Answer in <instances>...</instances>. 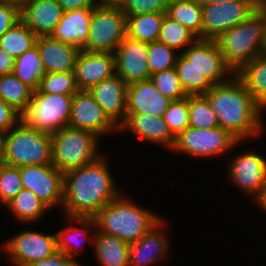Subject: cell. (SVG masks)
Wrapping results in <instances>:
<instances>
[{"label":"cell","mask_w":266,"mask_h":266,"mask_svg":"<svg viewBox=\"0 0 266 266\" xmlns=\"http://www.w3.org/2000/svg\"><path fill=\"white\" fill-rule=\"evenodd\" d=\"M23 189L31 190L49 208L63 205L64 173L53 164L19 167Z\"/></svg>","instance_id":"cell-11"},{"label":"cell","mask_w":266,"mask_h":266,"mask_svg":"<svg viewBox=\"0 0 266 266\" xmlns=\"http://www.w3.org/2000/svg\"><path fill=\"white\" fill-rule=\"evenodd\" d=\"M166 13H148L127 17V36L146 43L158 40Z\"/></svg>","instance_id":"cell-28"},{"label":"cell","mask_w":266,"mask_h":266,"mask_svg":"<svg viewBox=\"0 0 266 266\" xmlns=\"http://www.w3.org/2000/svg\"><path fill=\"white\" fill-rule=\"evenodd\" d=\"M21 121V114L0 98V128L10 131Z\"/></svg>","instance_id":"cell-43"},{"label":"cell","mask_w":266,"mask_h":266,"mask_svg":"<svg viewBox=\"0 0 266 266\" xmlns=\"http://www.w3.org/2000/svg\"><path fill=\"white\" fill-rule=\"evenodd\" d=\"M128 85L117 74L104 79L88 91L109 118L119 127L127 115ZM120 122H119V121Z\"/></svg>","instance_id":"cell-19"},{"label":"cell","mask_w":266,"mask_h":266,"mask_svg":"<svg viewBox=\"0 0 266 266\" xmlns=\"http://www.w3.org/2000/svg\"><path fill=\"white\" fill-rule=\"evenodd\" d=\"M230 165V177L242 190L255 194L257 202L266 189V160L255 152L234 157Z\"/></svg>","instance_id":"cell-16"},{"label":"cell","mask_w":266,"mask_h":266,"mask_svg":"<svg viewBox=\"0 0 266 266\" xmlns=\"http://www.w3.org/2000/svg\"><path fill=\"white\" fill-rule=\"evenodd\" d=\"M64 11L57 0H27L20 5L21 21L37 36H51Z\"/></svg>","instance_id":"cell-18"},{"label":"cell","mask_w":266,"mask_h":266,"mask_svg":"<svg viewBox=\"0 0 266 266\" xmlns=\"http://www.w3.org/2000/svg\"><path fill=\"white\" fill-rule=\"evenodd\" d=\"M250 92L255 101L266 107V51L244 64L234 74Z\"/></svg>","instance_id":"cell-25"},{"label":"cell","mask_w":266,"mask_h":266,"mask_svg":"<svg viewBox=\"0 0 266 266\" xmlns=\"http://www.w3.org/2000/svg\"><path fill=\"white\" fill-rule=\"evenodd\" d=\"M93 9L64 12L51 37L82 50L89 37Z\"/></svg>","instance_id":"cell-22"},{"label":"cell","mask_w":266,"mask_h":266,"mask_svg":"<svg viewBox=\"0 0 266 266\" xmlns=\"http://www.w3.org/2000/svg\"><path fill=\"white\" fill-rule=\"evenodd\" d=\"M115 74L129 85L150 78L148 66V43L126 36L113 53Z\"/></svg>","instance_id":"cell-13"},{"label":"cell","mask_w":266,"mask_h":266,"mask_svg":"<svg viewBox=\"0 0 266 266\" xmlns=\"http://www.w3.org/2000/svg\"><path fill=\"white\" fill-rule=\"evenodd\" d=\"M95 133L66 126L51 134L52 164L61 172L78 169L100 157Z\"/></svg>","instance_id":"cell-6"},{"label":"cell","mask_w":266,"mask_h":266,"mask_svg":"<svg viewBox=\"0 0 266 266\" xmlns=\"http://www.w3.org/2000/svg\"><path fill=\"white\" fill-rule=\"evenodd\" d=\"M6 134H0V163H2L5 147Z\"/></svg>","instance_id":"cell-48"},{"label":"cell","mask_w":266,"mask_h":266,"mask_svg":"<svg viewBox=\"0 0 266 266\" xmlns=\"http://www.w3.org/2000/svg\"><path fill=\"white\" fill-rule=\"evenodd\" d=\"M18 125L7 131L2 163L13 167L52 164L51 134L29 128L22 121Z\"/></svg>","instance_id":"cell-5"},{"label":"cell","mask_w":266,"mask_h":266,"mask_svg":"<svg viewBox=\"0 0 266 266\" xmlns=\"http://www.w3.org/2000/svg\"><path fill=\"white\" fill-rule=\"evenodd\" d=\"M88 229L97 226L99 231L115 236L129 244L140 240L161 220L149 210L139 208L127 199L117 196L94 217H70Z\"/></svg>","instance_id":"cell-3"},{"label":"cell","mask_w":266,"mask_h":266,"mask_svg":"<svg viewBox=\"0 0 266 266\" xmlns=\"http://www.w3.org/2000/svg\"><path fill=\"white\" fill-rule=\"evenodd\" d=\"M197 39L187 27L165 14L157 41L177 50L186 45L190 46Z\"/></svg>","instance_id":"cell-35"},{"label":"cell","mask_w":266,"mask_h":266,"mask_svg":"<svg viewBox=\"0 0 266 266\" xmlns=\"http://www.w3.org/2000/svg\"><path fill=\"white\" fill-rule=\"evenodd\" d=\"M0 134H7L6 131H3L1 128H0Z\"/></svg>","instance_id":"cell-55"},{"label":"cell","mask_w":266,"mask_h":266,"mask_svg":"<svg viewBox=\"0 0 266 266\" xmlns=\"http://www.w3.org/2000/svg\"><path fill=\"white\" fill-rule=\"evenodd\" d=\"M33 89L13 73L0 75V98L22 114L32 100Z\"/></svg>","instance_id":"cell-30"},{"label":"cell","mask_w":266,"mask_h":266,"mask_svg":"<svg viewBox=\"0 0 266 266\" xmlns=\"http://www.w3.org/2000/svg\"><path fill=\"white\" fill-rule=\"evenodd\" d=\"M162 220L140 240L129 245V266H144L163 258L167 248L165 236L160 229Z\"/></svg>","instance_id":"cell-24"},{"label":"cell","mask_w":266,"mask_h":266,"mask_svg":"<svg viewBox=\"0 0 266 266\" xmlns=\"http://www.w3.org/2000/svg\"><path fill=\"white\" fill-rule=\"evenodd\" d=\"M37 36L20 20L0 37V47L15 59L36 45Z\"/></svg>","instance_id":"cell-32"},{"label":"cell","mask_w":266,"mask_h":266,"mask_svg":"<svg viewBox=\"0 0 266 266\" xmlns=\"http://www.w3.org/2000/svg\"><path fill=\"white\" fill-rule=\"evenodd\" d=\"M14 216L23 222L39 219L49 207L43 203L31 190L22 189L12 200L6 204Z\"/></svg>","instance_id":"cell-33"},{"label":"cell","mask_w":266,"mask_h":266,"mask_svg":"<svg viewBox=\"0 0 266 266\" xmlns=\"http://www.w3.org/2000/svg\"><path fill=\"white\" fill-rule=\"evenodd\" d=\"M27 266H80V264L74 258H70L58 251L53 256L33 262Z\"/></svg>","instance_id":"cell-45"},{"label":"cell","mask_w":266,"mask_h":266,"mask_svg":"<svg viewBox=\"0 0 266 266\" xmlns=\"http://www.w3.org/2000/svg\"><path fill=\"white\" fill-rule=\"evenodd\" d=\"M175 69L187 95H205L214 84L192 63L180 54Z\"/></svg>","instance_id":"cell-31"},{"label":"cell","mask_w":266,"mask_h":266,"mask_svg":"<svg viewBox=\"0 0 266 266\" xmlns=\"http://www.w3.org/2000/svg\"><path fill=\"white\" fill-rule=\"evenodd\" d=\"M10 260L17 266H27L58 252L57 236L25 231L5 244Z\"/></svg>","instance_id":"cell-12"},{"label":"cell","mask_w":266,"mask_h":266,"mask_svg":"<svg viewBox=\"0 0 266 266\" xmlns=\"http://www.w3.org/2000/svg\"><path fill=\"white\" fill-rule=\"evenodd\" d=\"M123 0H100L101 4L120 5Z\"/></svg>","instance_id":"cell-51"},{"label":"cell","mask_w":266,"mask_h":266,"mask_svg":"<svg viewBox=\"0 0 266 266\" xmlns=\"http://www.w3.org/2000/svg\"><path fill=\"white\" fill-rule=\"evenodd\" d=\"M227 65L236 73L266 51V18L259 9L216 40Z\"/></svg>","instance_id":"cell-4"},{"label":"cell","mask_w":266,"mask_h":266,"mask_svg":"<svg viewBox=\"0 0 266 266\" xmlns=\"http://www.w3.org/2000/svg\"><path fill=\"white\" fill-rule=\"evenodd\" d=\"M93 242L102 266H129V243L100 231Z\"/></svg>","instance_id":"cell-26"},{"label":"cell","mask_w":266,"mask_h":266,"mask_svg":"<svg viewBox=\"0 0 266 266\" xmlns=\"http://www.w3.org/2000/svg\"><path fill=\"white\" fill-rule=\"evenodd\" d=\"M238 143L240 141L237 138L221 127L210 129L188 127L175 137L173 149L203 158L223 153Z\"/></svg>","instance_id":"cell-10"},{"label":"cell","mask_w":266,"mask_h":266,"mask_svg":"<svg viewBox=\"0 0 266 266\" xmlns=\"http://www.w3.org/2000/svg\"><path fill=\"white\" fill-rule=\"evenodd\" d=\"M257 203L261 208H264V210H266V189L264 190L263 196Z\"/></svg>","instance_id":"cell-50"},{"label":"cell","mask_w":266,"mask_h":266,"mask_svg":"<svg viewBox=\"0 0 266 266\" xmlns=\"http://www.w3.org/2000/svg\"><path fill=\"white\" fill-rule=\"evenodd\" d=\"M149 79L165 97L172 101L182 100L188 96L181 85L175 68L155 73Z\"/></svg>","instance_id":"cell-38"},{"label":"cell","mask_w":266,"mask_h":266,"mask_svg":"<svg viewBox=\"0 0 266 266\" xmlns=\"http://www.w3.org/2000/svg\"><path fill=\"white\" fill-rule=\"evenodd\" d=\"M231 1H236V0H214V4H225Z\"/></svg>","instance_id":"cell-53"},{"label":"cell","mask_w":266,"mask_h":266,"mask_svg":"<svg viewBox=\"0 0 266 266\" xmlns=\"http://www.w3.org/2000/svg\"><path fill=\"white\" fill-rule=\"evenodd\" d=\"M13 74L33 90L39 89L46 71L37 45L15 59Z\"/></svg>","instance_id":"cell-27"},{"label":"cell","mask_w":266,"mask_h":266,"mask_svg":"<svg viewBox=\"0 0 266 266\" xmlns=\"http://www.w3.org/2000/svg\"><path fill=\"white\" fill-rule=\"evenodd\" d=\"M73 95L50 94L33 91L28 107L21 114V121L29 128L53 134L68 126Z\"/></svg>","instance_id":"cell-7"},{"label":"cell","mask_w":266,"mask_h":266,"mask_svg":"<svg viewBox=\"0 0 266 266\" xmlns=\"http://www.w3.org/2000/svg\"><path fill=\"white\" fill-rule=\"evenodd\" d=\"M230 78L227 82L215 84L205 96L217 116L219 127L241 142L263 129L260 122L263 108L235 75Z\"/></svg>","instance_id":"cell-2"},{"label":"cell","mask_w":266,"mask_h":266,"mask_svg":"<svg viewBox=\"0 0 266 266\" xmlns=\"http://www.w3.org/2000/svg\"><path fill=\"white\" fill-rule=\"evenodd\" d=\"M258 9L266 18V0H258Z\"/></svg>","instance_id":"cell-49"},{"label":"cell","mask_w":266,"mask_h":266,"mask_svg":"<svg viewBox=\"0 0 266 266\" xmlns=\"http://www.w3.org/2000/svg\"><path fill=\"white\" fill-rule=\"evenodd\" d=\"M181 54L214 85L227 82V79L222 80L226 74L230 72V74H235L225 62L219 46L214 40L197 39Z\"/></svg>","instance_id":"cell-15"},{"label":"cell","mask_w":266,"mask_h":266,"mask_svg":"<svg viewBox=\"0 0 266 266\" xmlns=\"http://www.w3.org/2000/svg\"><path fill=\"white\" fill-rule=\"evenodd\" d=\"M22 189L19 167L0 163V201L6 205Z\"/></svg>","instance_id":"cell-39"},{"label":"cell","mask_w":266,"mask_h":266,"mask_svg":"<svg viewBox=\"0 0 266 266\" xmlns=\"http://www.w3.org/2000/svg\"><path fill=\"white\" fill-rule=\"evenodd\" d=\"M170 0H123L120 3L122 12L126 16L148 13H166Z\"/></svg>","instance_id":"cell-41"},{"label":"cell","mask_w":266,"mask_h":266,"mask_svg":"<svg viewBox=\"0 0 266 266\" xmlns=\"http://www.w3.org/2000/svg\"><path fill=\"white\" fill-rule=\"evenodd\" d=\"M105 158L64 173L63 207L69 217H94L118 195Z\"/></svg>","instance_id":"cell-1"},{"label":"cell","mask_w":266,"mask_h":266,"mask_svg":"<svg viewBox=\"0 0 266 266\" xmlns=\"http://www.w3.org/2000/svg\"><path fill=\"white\" fill-rule=\"evenodd\" d=\"M132 130L140 138L160 143L170 149L175 144V136L171 133L163 117L151 114H127L125 121L118 127Z\"/></svg>","instance_id":"cell-23"},{"label":"cell","mask_w":266,"mask_h":266,"mask_svg":"<svg viewBox=\"0 0 266 266\" xmlns=\"http://www.w3.org/2000/svg\"><path fill=\"white\" fill-rule=\"evenodd\" d=\"M64 12L76 10V9H94L100 5V2L95 0H57Z\"/></svg>","instance_id":"cell-46"},{"label":"cell","mask_w":266,"mask_h":266,"mask_svg":"<svg viewBox=\"0 0 266 266\" xmlns=\"http://www.w3.org/2000/svg\"><path fill=\"white\" fill-rule=\"evenodd\" d=\"M189 127L210 129L219 127L217 116L205 95H188Z\"/></svg>","instance_id":"cell-34"},{"label":"cell","mask_w":266,"mask_h":266,"mask_svg":"<svg viewBox=\"0 0 266 266\" xmlns=\"http://www.w3.org/2000/svg\"><path fill=\"white\" fill-rule=\"evenodd\" d=\"M258 9V0H236L202 6V40H216Z\"/></svg>","instance_id":"cell-9"},{"label":"cell","mask_w":266,"mask_h":266,"mask_svg":"<svg viewBox=\"0 0 266 266\" xmlns=\"http://www.w3.org/2000/svg\"><path fill=\"white\" fill-rule=\"evenodd\" d=\"M127 36V17L119 5L100 4L93 9L89 37L82 50L114 53Z\"/></svg>","instance_id":"cell-8"},{"label":"cell","mask_w":266,"mask_h":266,"mask_svg":"<svg viewBox=\"0 0 266 266\" xmlns=\"http://www.w3.org/2000/svg\"><path fill=\"white\" fill-rule=\"evenodd\" d=\"M20 20V5L0 0V37Z\"/></svg>","instance_id":"cell-42"},{"label":"cell","mask_w":266,"mask_h":266,"mask_svg":"<svg viewBox=\"0 0 266 266\" xmlns=\"http://www.w3.org/2000/svg\"><path fill=\"white\" fill-rule=\"evenodd\" d=\"M166 14L202 40V6L193 0H170Z\"/></svg>","instance_id":"cell-29"},{"label":"cell","mask_w":266,"mask_h":266,"mask_svg":"<svg viewBox=\"0 0 266 266\" xmlns=\"http://www.w3.org/2000/svg\"><path fill=\"white\" fill-rule=\"evenodd\" d=\"M79 233H80V229L74 228V227L73 228L70 227L68 229L66 228L63 231H59L56 234L58 251L66 254L70 258H73L75 254L73 252L74 249L72 245V242H73L72 239L74 240L78 236ZM72 236L73 237L75 236V238H73Z\"/></svg>","instance_id":"cell-44"},{"label":"cell","mask_w":266,"mask_h":266,"mask_svg":"<svg viewBox=\"0 0 266 266\" xmlns=\"http://www.w3.org/2000/svg\"><path fill=\"white\" fill-rule=\"evenodd\" d=\"M174 52V49L159 41L148 43L147 60L150 76L163 70L175 68L178 56Z\"/></svg>","instance_id":"cell-37"},{"label":"cell","mask_w":266,"mask_h":266,"mask_svg":"<svg viewBox=\"0 0 266 266\" xmlns=\"http://www.w3.org/2000/svg\"><path fill=\"white\" fill-rule=\"evenodd\" d=\"M36 45L46 73L75 72L81 49L51 36L37 37Z\"/></svg>","instance_id":"cell-21"},{"label":"cell","mask_w":266,"mask_h":266,"mask_svg":"<svg viewBox=\"0 0 266 266\" xmlns=\"http://www.w3.org/2000/svg\"><path fill=\"white\" fill-rule=\"evenodd\" d=\"M39 90L50 94L74 95L79 91L75 72L46 73Z\"/></svg>","instance_id":"cell-36"},{"label":"cell","mask_w":266,"mask_h":266,"mask_svg":"<svg viewBox=\"0 0 266 266\" xmlns=\"http://www.w3.org/2000/svg\"><path fill=\"white\" fill-rule=\"evenodd\" d=\"M115 74L113 53L81 50L75 66V78L79 90L88 91L104 79Z\"/></svg>","instance_id":"cell-17"},{"label":"cell","mask_w":266,"mask_h":266,"mask_svg":"<svg viewBox=\"0 0 266 266\" xmlns=\"http://www.w3.org/2000/svg\"><path fill=\"white\" fill-rule=\"evenodd\" d=\"M172 102L165 97L150 79L128 85L127 114H151L163 117Z\"/></svg>","instance_id":"cell-20"},{"label":"cell","mask_w":266,"mask_h":266,"mask_svg":"<svg viewBox=\"0 0 266 266\" xmlns=\"http://www.w3.org/2000/svg\"><path fill=\"white\" fill-rule=\"evenodd\" d=\"M194 2L198 3L199 5H209L214 4V0H193Z\"/></svg>","instance_id":"cell-52"},{"label":"cell","mask_w":266,"mask_h":266,"mask_svg":"<svg viewBox=\"0 0 266 266\" xmlns=\"http://www.w3.org/2000/svg\"><path fill=\"white\" fill-rule=\"evenodd\" d=\"M68 126L91 131L97 136L118 127L90 92L82 90L73 95Z\"/></svg>","instance_id":"cell-14"},{"label":"cell","mask_w":266,"mask_h":266,"mask_svg":"<svg viewBox=\"0 0 266 266\" xmlns=\"http://www.w3.org/2000/svg\"><path fill=\"white\" fill-rule=\"evenodd\" d=\"M164 121L176 137L189 127L188 96L182 100L172 101L164 113Z\"/></svg>","instance_id":"cell-40"},{"label":"cell","mask_w":266,"mask_h":266,"mask_svg":"<svg viewBox=\"0 0 266 266\" xmlns=\"http://www.w3.org/2000/svg\"><path fill=\"white\" fill-rule=\"evenodd\" d=\"M11 2H15L18 3L19 5H21L23 2L27 1V0H9Z\"/></svg>","instance_id":"cell-54"},{"label":"cell","mask_w":266,"mask_h":266,"mask_svg":"<svg viewBox=\"0 0 266 266\" xmlns=\"http://www.w3.org/2000/svg\"><path fill=\"white\" fill-rule=\"evenodd\" d=\"M15 58L0 47V75L13 73Z\"/></svg>","instance_id":"cell-47"}]
</instances>
